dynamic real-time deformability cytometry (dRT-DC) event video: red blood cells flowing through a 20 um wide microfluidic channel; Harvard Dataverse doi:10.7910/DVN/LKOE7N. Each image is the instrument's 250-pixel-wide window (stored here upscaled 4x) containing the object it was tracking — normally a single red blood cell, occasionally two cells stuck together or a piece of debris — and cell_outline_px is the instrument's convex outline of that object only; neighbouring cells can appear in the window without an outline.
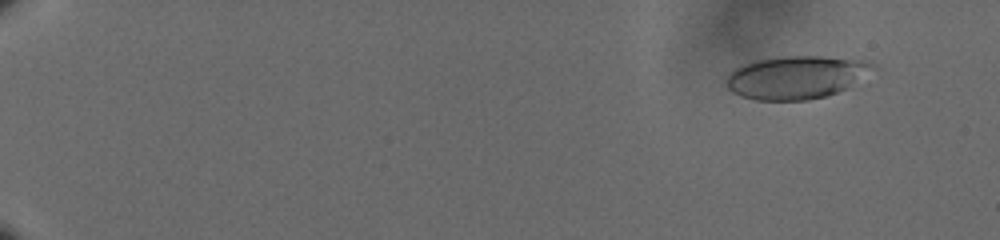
{"species": "human", "species_latin": "Homo sapiens", "temperature_condition": "cold", "stored_images_in_passage": 60, "camera_frame_rate_fps": 3000, "um_per_image_px": 0.085, "donor": {"sex": "male"}, "frame": {"image": 1, "passage_image": 6, "time_ms": 1.667, "image_size_px": [1000, 240], "cell_outline_px": [[880, 68], [848, 88], [824, 96], [808, 100], [756, 100], [740, 96], [732, 92], [728, 88], [724, 80], [736, 68], [744, 64], [756, 60], [788, 56], [820, 56], [868, 60]], "centroid_in_image_um": [67.75, 6.56], "position_along_channel_um": 17.2, "area_um2": 37.05}}
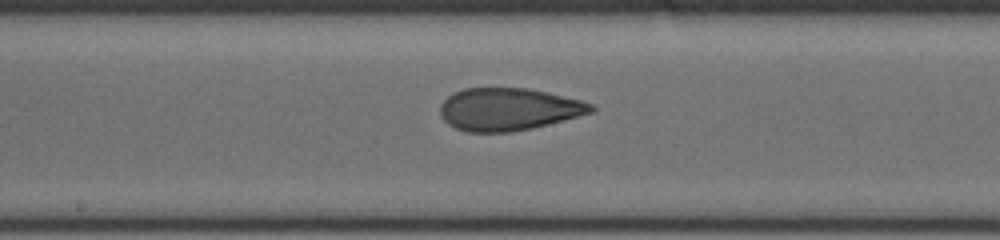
{"frame": {"image": 2, "passage_image": 36, "time_ms": 11.667, "image_size_px": [1000, 240], "cell_outline_px": [[596, 108], [592, 112], [548, 124], [532, 128], [508, 132], [468, 132], [456, 128], [448, 124], [440, 116], [440, 104], [452, 92], [464, 88], [524, 88], [548, 92], [580, 100], [592, 104]], "centroid_in_image_um": [43.18, 9.28], "position_along_channel_um": 205.0, "area_um2": 37.28}}
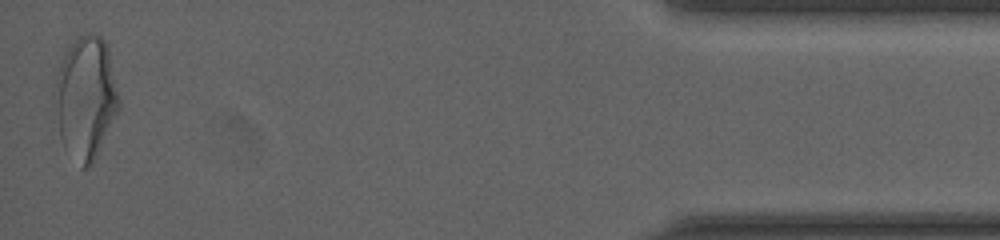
{"frame": {"image": 3, "passage_image": 60, "time_ms": 19.667, "image_size_px": [1000, 240], "cell_outline_px": [[120, 108], [92, 164], [88, 168], [80, 168], [60, 136], [52, 96], [52, 92], [56, 76], [60, 64], [68, 48], [76, 36], [84, 32], [96, 32], [108, 44], [120, 100]], "centroid_in_image_um": [7.29, 8.24], "position_along_channel_um": 427.9, "area_um2": 46.3}, "authors_computed_cell_mechanics": {"area_um2": 37.0787, "velocity_mm_per_s": 3.62, "shape_relaxation_time_tau1_ms": 6.0214, "shape_relaxation_time_tau2_ms": 1.4541, "deformation_change_tau1": 0.1879, "deformation_change_tau2": 0.0882}}